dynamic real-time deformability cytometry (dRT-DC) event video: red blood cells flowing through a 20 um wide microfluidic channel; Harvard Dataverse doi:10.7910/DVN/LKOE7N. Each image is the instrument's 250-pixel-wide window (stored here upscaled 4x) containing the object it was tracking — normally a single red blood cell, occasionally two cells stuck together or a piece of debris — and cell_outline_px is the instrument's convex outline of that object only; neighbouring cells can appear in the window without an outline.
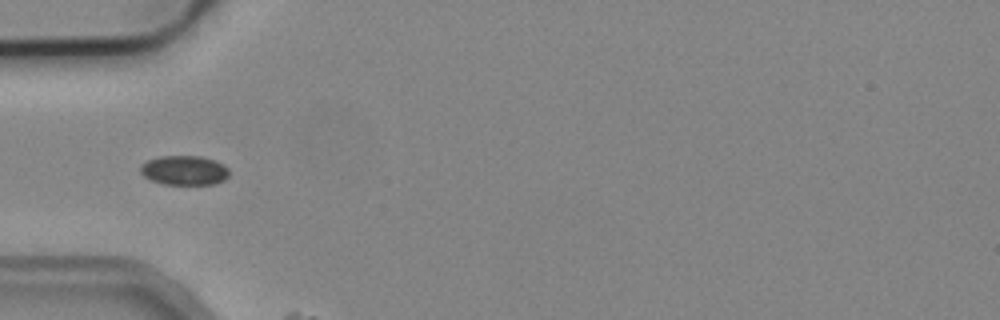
{"species": "common noctule bat (a hibernating species)", "species_latin": "Nyctalus noctula", "temperature_condition": "cold", "stored_images_in_passage": 3, "camera_frame_rate_fps": 3000, "um_per_image_px": 0.085, "animal": {"sex": "male", "body_mass_g": 19.2, "forearm_length_mm": 51.8}, "frame": {"image": 1, "passage_image": 1, "time_ms": 0.0, "image_size_px": [1000, 320], "cell_outline_px": [[228, 176], [224, 180], [216, 184], [164, 184], [152, 180], [144, 176], [140, 172], [140, 164], [148, 160], [160, 156], [200, 156], [224, 164], [228, 168]], "centroid_in_image_um": [15.66, 14.48], "position_along_channel_um": 69.3, "area_um2": 15.2}}